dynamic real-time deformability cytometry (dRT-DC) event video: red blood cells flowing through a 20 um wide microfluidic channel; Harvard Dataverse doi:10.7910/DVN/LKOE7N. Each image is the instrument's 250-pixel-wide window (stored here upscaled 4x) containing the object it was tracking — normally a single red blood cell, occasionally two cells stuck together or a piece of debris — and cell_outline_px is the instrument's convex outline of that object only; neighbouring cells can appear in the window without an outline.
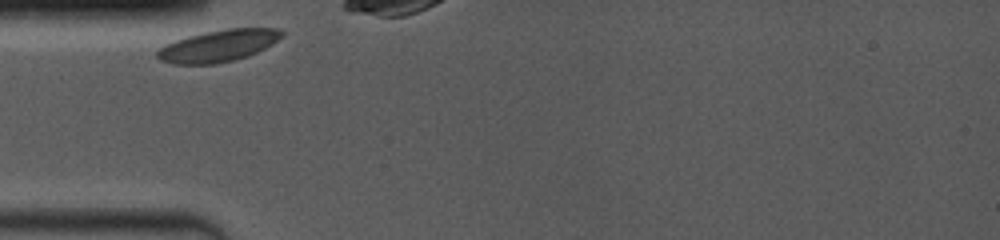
{"species": "common noctule bat (a hibernating species)", "species_latin": "Nyctalus noctula", "temperature_condition": "room temperature", "stored_images_in_passage": 25, "camera_frame_rate_fps": 4000, "um_per_image_px": 0.085, "animal": {"sex": "female", "body_mass_g": 19.0, "forearm_length_mm": 53.3}, "frame": {"image": 1, "passage_image": 1, "time_ms": 0.0, "image_size_px": [1000, 240], "cell_outline_px": [[284, 36], [272, 44], [248, 56], [216, 64], [172, 64], [160, 60], [156, 56], [156, 52], [164, 44], [188, 36], [228, 28], [276, 28], [284, 32]], "centroid_in_image_um": [18.55, 3.89], "position_along_channel_um": 66.4, "area_um2": 23.0}}
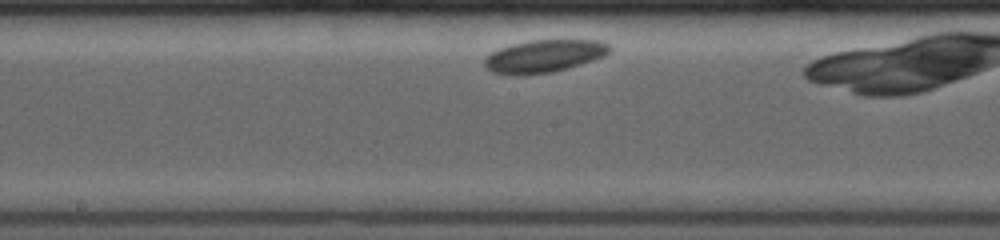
{"frame": {"image": 2, "passage_image": 11, "time_ms": 4.0, "image_size_px": [1000, 240], "cell_outline_px": [[612, 48], [604, 56], [568, 68], [552, 72], [516, 76], [492, 72], [484, 64], [484, 56], [500, 48], [512, 44], [532, 40], [600, 40], [608, 44]], "centroid_in_image_um": [46.23, 4.77], "position_along_channel_um": 202.0, "area_um2": 23.76}}
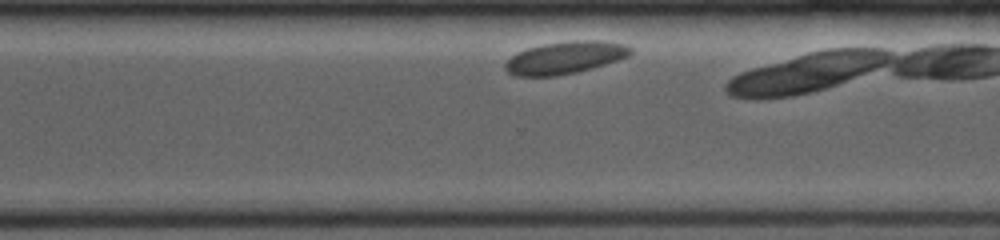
{"frame": {"image": 3, "passage_image": 20, "time_ms": 7.5, "image_size_px": [1000, 240], "cell_outline_px": [[632, 52], [628, 56], [592, 68], [576, 72], [556, 76], [516, 76], [508, 72], [504, 68], [504, 64], [516, 52], [528, 48], [544, 44], [576, 40], [600, 40], [624, 44], [632, 48]], "centroid_in_image_um": [48.01, 4.9], "position_along_channel_um": 322.6, "area_um2": 23.47}}